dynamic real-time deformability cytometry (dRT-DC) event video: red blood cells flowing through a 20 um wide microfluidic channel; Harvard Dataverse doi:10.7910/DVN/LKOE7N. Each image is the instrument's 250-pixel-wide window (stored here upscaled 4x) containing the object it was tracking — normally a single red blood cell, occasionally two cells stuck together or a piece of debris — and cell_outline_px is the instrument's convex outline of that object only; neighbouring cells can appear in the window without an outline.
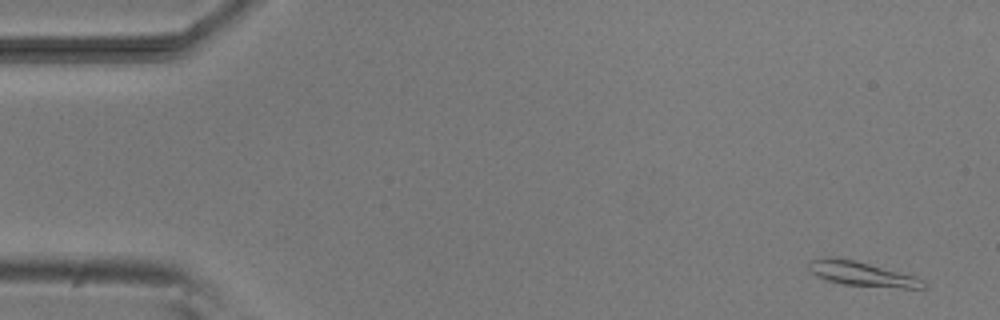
{"species": "common noctule bat (a hibernating species)", "species_latin": "Nyctalus noctula", "temperature_condition": "room temperature", "stored_images_in_passage": 3, "camera_frame_rate_fps": 3000, "um_per_image_px": 0.085, "animal": {"sex": "male", "body_mass_g": 20.5, "forearm_length_mm": 52.5}, "frame": {"image": 1, "passage_image": 1, "time_ms": 0.0, "image_size_px": [1000, 320], "cell_outline_px": [[928, 288], [904, 288], [844, 284], [828, 280], [816, 276], [808, 268], [808, 264], [812, 260], [828, 256], [852, 260], [916, 276], [924, 280]], "centroid_in_image_um": [73.29, 23.28], "position_along_channel_um": 11.7, "area_um2": 16.01}}